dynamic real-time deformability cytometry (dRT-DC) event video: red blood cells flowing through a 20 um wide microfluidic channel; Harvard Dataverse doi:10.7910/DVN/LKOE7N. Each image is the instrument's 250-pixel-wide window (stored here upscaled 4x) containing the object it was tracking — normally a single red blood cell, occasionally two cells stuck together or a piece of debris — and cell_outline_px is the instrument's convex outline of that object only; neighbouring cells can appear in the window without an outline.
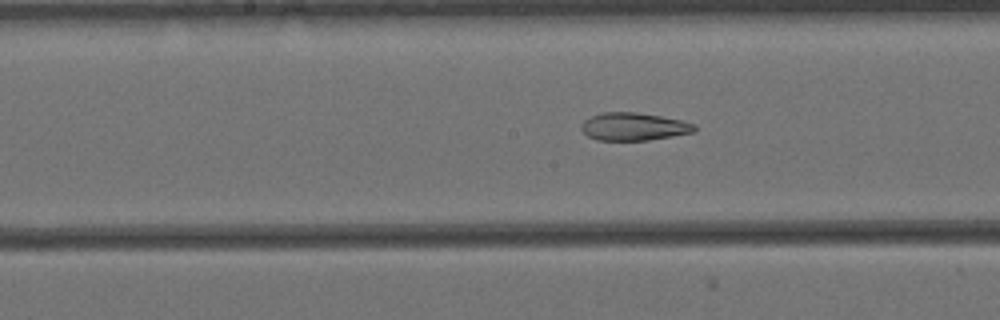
{"species": "Egyptian fruit bat (a non-hibernating species)", "species_latin": "Rousettus aegyptiacus", "temperature_condition": "cold", "stored_images_in_passage": 33, "camera_frame_rate_fps": 3000, "um_per_image_px": 0.085, "animal": {"sex": "female"}, "frame": {"image": 1, "passage_image": 16, "time_ms": 5.0, "image_size_px": [1000, 320], "cell_outline_px": [[696, 128], [692, 132], [672, 136], [648, 140], [596, 140], [588, 136], [580, 128], [580, 124], [584, 120], [592, 116], [604, 112], [636, 112], [660, 116], [680, 120], [696, 124]], "centroid_in_image_um": [53.84, 10.76], "position_along_channel_um": 194.4, "area_um2": 18.21}}
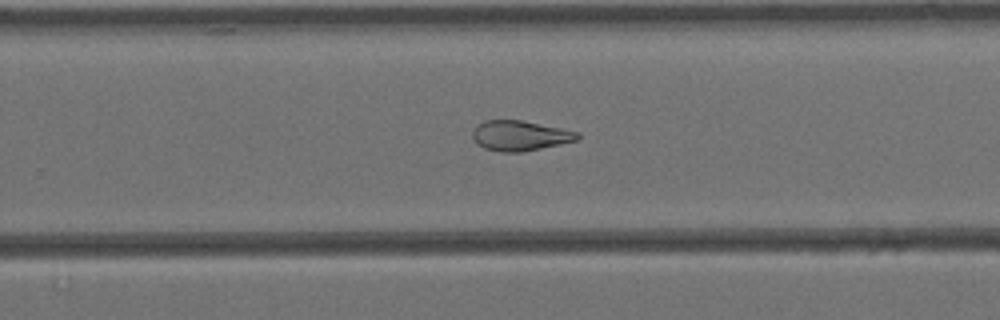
{"frame": {"image": 2, "passage_image": 24, "time_ms": 7.667, "image_size_px": [1000, 320], "cell_outline_px": [[580, 140], [520, 152], [500, 152], [484, 148], [476, 144], [472, 136], [472, 132], [484, 120], [520, 120], [580, 132]], "centroid_in_image_um": [44.21, 11.54], "position_along_channel_um": 285.6, "area_um2": 18.32}}
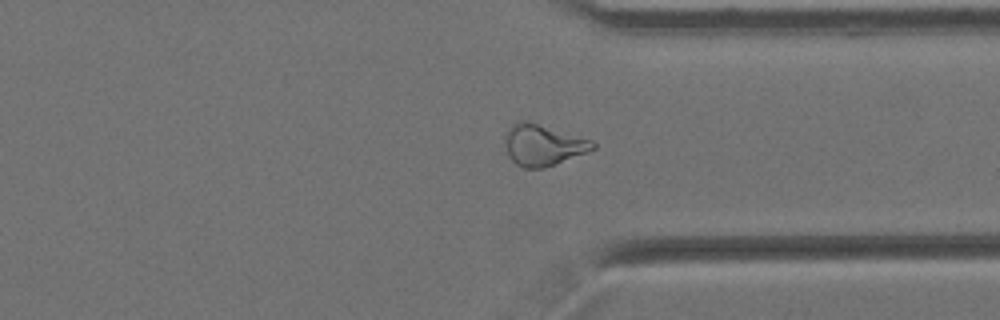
{"frame": {"image": 3, "passage_image": 31, "time_ms": 10.0, "image_size_px": [1000, 320], "cell_outline_px": [[596, 148], [544, 168], [524, 168], [516, 164], [508, 156], [504, 144], [504, 140], [508, 128], [512, 124], [520, 120], [524, 120], [592, 140], [596, 144]], "centroid_in_image_um": [46.11, 12.33], "position_along_channel_um": 365.3, "area_um2": 20.81}}